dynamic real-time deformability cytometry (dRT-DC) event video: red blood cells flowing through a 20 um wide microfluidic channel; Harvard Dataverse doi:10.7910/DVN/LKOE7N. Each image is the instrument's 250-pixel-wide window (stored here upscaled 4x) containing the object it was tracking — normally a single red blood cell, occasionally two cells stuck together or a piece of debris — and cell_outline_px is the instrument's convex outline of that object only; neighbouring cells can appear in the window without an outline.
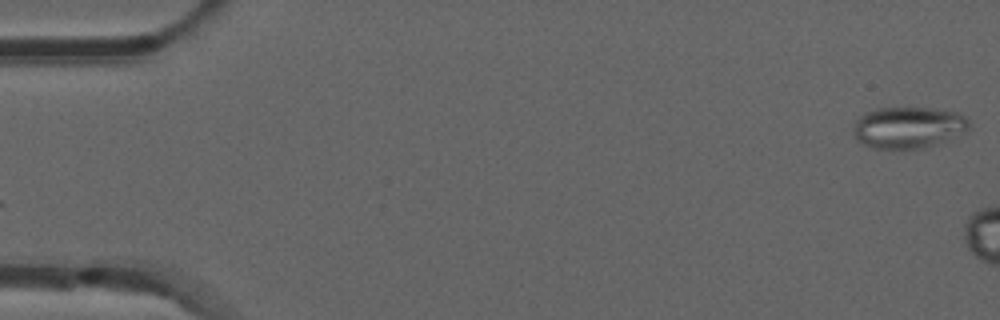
{"species": "common noctule bat (a hibernating species)", "species_latin": "Nyctalus noctula", "temperature_condition": "room temperature", "stored_images_in_passage": 6, "camera_frame_rate_fps": 3000, "um_per_image_px": 0.085, "animal": {"sex": "male", "forearm_length_mm": 52.5}, "frame": {"image": 1, "passage_image": 1, "time_ms": 0.0, "image_size_px": [1000, 320], "cell_outline_px": [[972, 128], [964, 132], [936, 144], [924, 148], [872, 148], [856, 140], [852, 132], [856, 120], [864, 112], [876, 108], [932, 108], [960, 112], [968, 116]], "centroid_in_image_um": [77.23, 10.81], "position_along_channel_um": 7.8, "area_um2": 28.32}}